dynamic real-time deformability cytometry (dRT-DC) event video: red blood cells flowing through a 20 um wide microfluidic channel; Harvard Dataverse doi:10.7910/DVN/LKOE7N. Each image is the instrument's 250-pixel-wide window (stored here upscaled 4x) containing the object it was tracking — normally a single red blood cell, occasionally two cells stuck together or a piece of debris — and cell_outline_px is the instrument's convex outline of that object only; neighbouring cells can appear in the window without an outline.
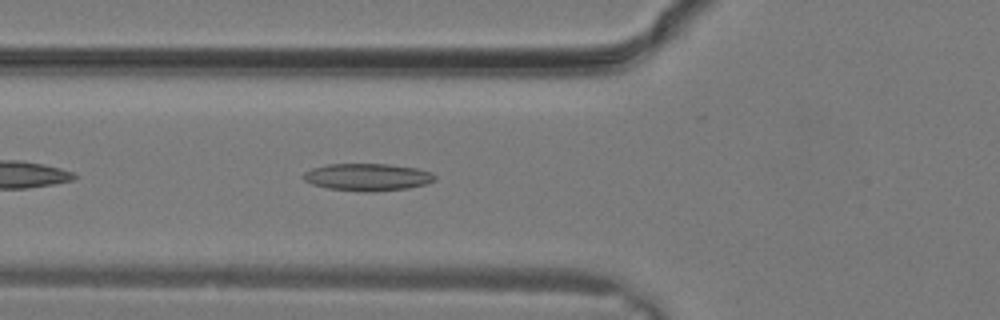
{"species": "common noctule bat (a hibernating species)", "species_latin": "Nyctalus noctula", "temperature_condition": "warm", "stored_images_in_passage": 17, "camera_frame_rate_fps": 3000, "um_per_image_px": 0.085, "animal": {"sex": "male", "body_mass_g": 19.2, "forearm_length_mm": 51.8}, "frame": {"image": 1, "passage_image": 8, "time_ms": 2.333, "image_size_px": [1000, 320], "cell_outline_px": [[436, 180], [424, 184], [408, 188], [372, 192], [364, 192], [328, 188], [312, 184], [304, 180], [304, 172], [312, 168], [328, 164], [388, 164], [416, 168], [432, 172], [436, 176]], "centroid_in_image_um": [31.25, 15.05], "position_along_channel_um": 94.6, "area_um2": 20.87}}
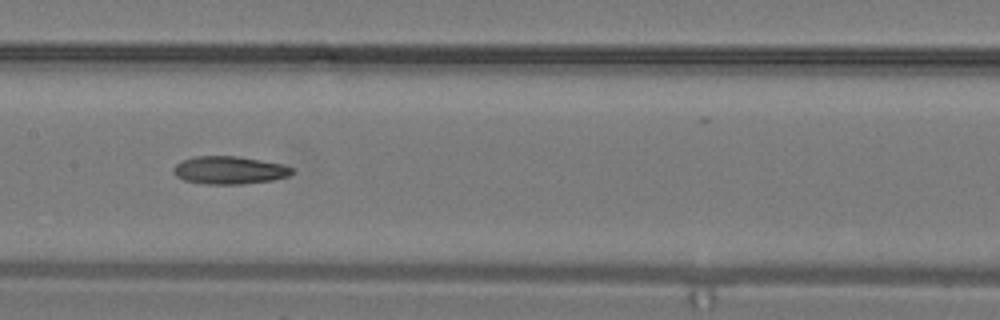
{"frame": {"image": 2, "passage_image": 12, "time_ms": 3.667, "image_size_px": [1000, 320], "cell_outline_px": [[292, 172], [288, 176], [272, 180], [244, 184], [204, 184], [184, 180], [176, 176], [172, 172], [172, 168], [176, 164], [184, 160], [196, 156], [236, 156], [284, 164], [292, 168]], "centroid_in_image_um": [19.47, 14.47], "position_along_channel_um": 187.9, "area_um2": 19.19}}
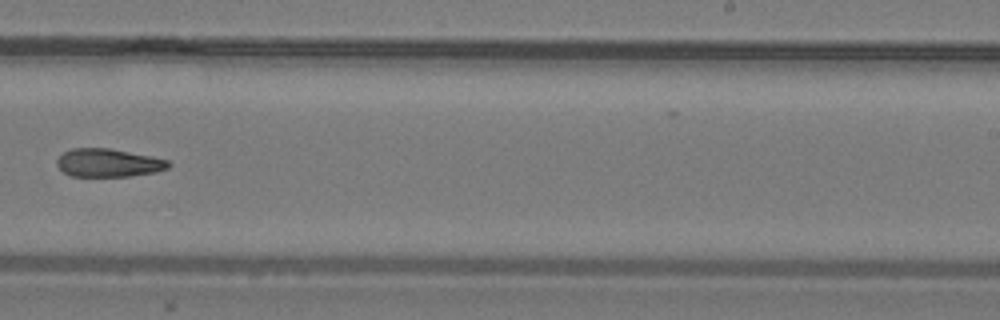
{"frame": {"image": 3, "passage_image": 16, "time_ms": 5.0, "image_size_px": [1000, 320], "cell_outline_px": [[172, 164], [168, 168], [156, 172], [128, 176], [72, 176], [64, 172], [56, 164], [56, 160], [64, 152], [72, 148], [108, 148], [152, 156], [168, 160]], "centroid_in_image_um": [9.23, 13.84], "position_along_channel_um": 279.8, "area_um2": 18.26}}